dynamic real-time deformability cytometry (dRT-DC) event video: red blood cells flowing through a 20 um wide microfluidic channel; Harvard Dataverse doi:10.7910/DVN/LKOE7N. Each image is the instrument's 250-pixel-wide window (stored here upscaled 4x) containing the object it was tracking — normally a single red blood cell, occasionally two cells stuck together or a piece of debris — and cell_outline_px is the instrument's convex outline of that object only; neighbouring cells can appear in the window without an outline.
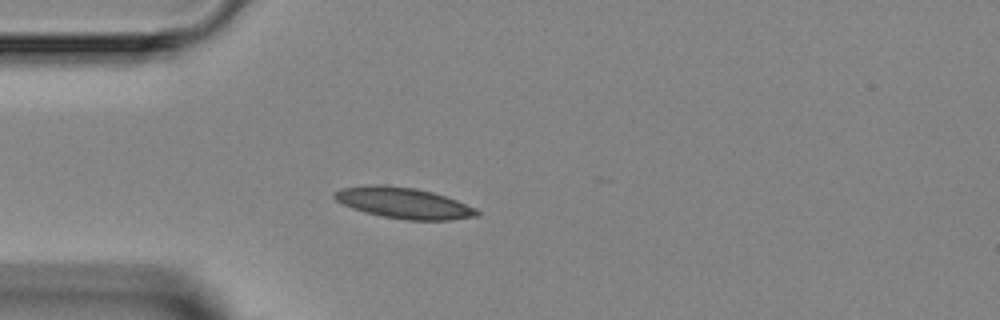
{"species": "Egyptian fruit bat (a non-hibernating species)", "species_latin": "Rousettus aegyptiacus", "temperature_condition": "room temperature", "stored_images_in_passage": 3, "camera_frame_rate_fps": 3000, "um_per_image_px": 0.085, "animal": {"sex": "female"}, "frame": {"image": 1, "passage_image": 3, "time_ms": 2.333, "image_size_px": [1000, 320], "cell_outline_px": [[480, 216], [452, 220], [404, 220], [364, 212], [352, 208], [336, 200], [332, 196], [332, 192], [340, 188], [376, 184], [380, 184], [416, 188], [432, 192], [456, 200], [476, 208], [480, 212]], "centroid_in_image_um": [34.31, 17.25], "position_along_channel_um": 50.7, "area_um2": 25.78}}